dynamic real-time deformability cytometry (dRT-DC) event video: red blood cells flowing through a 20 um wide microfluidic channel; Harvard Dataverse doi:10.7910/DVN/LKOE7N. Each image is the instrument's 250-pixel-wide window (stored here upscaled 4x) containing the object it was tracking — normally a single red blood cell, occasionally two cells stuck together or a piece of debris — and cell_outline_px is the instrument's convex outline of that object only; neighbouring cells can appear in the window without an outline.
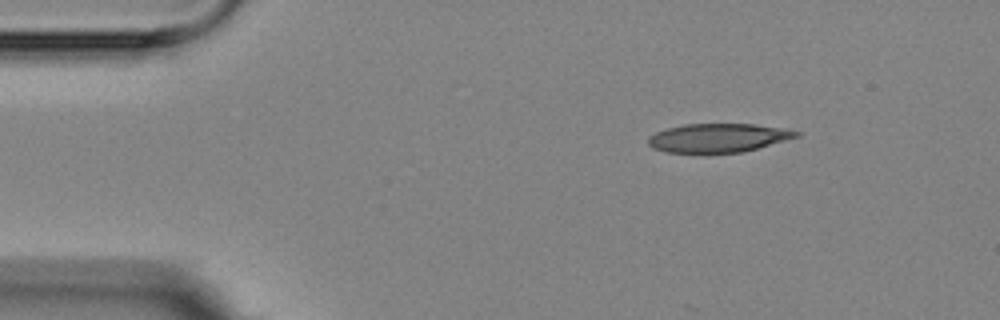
{"species": "Egyptian fruit bat (a non-hibernating species)", "species_latin": "Rousettus aegyptiacus", "temperature_condition": "room temperature", "stored_images_in_passage": 3, "camera_frame_rate_fps": 3000, "um_per_image_px": 0.085, "animal": {"sex": "female"}, "frame": {"image": 1, "passage_image": 1, "time_ms": 0.0, "image_size_px": [1000, 320], "cell_outline_px": [[800, 136], [744, 152], [668, 152], [652, 148], [648, 144], [648, 136], [656, 132], [668, 128], [684, 124], [752, 124], [780, 128], [800, 132]], "centroid_in_image_um": [61.03, 11.71], "position_along_channel_um": 24.0, "area_um2": 24.51}}